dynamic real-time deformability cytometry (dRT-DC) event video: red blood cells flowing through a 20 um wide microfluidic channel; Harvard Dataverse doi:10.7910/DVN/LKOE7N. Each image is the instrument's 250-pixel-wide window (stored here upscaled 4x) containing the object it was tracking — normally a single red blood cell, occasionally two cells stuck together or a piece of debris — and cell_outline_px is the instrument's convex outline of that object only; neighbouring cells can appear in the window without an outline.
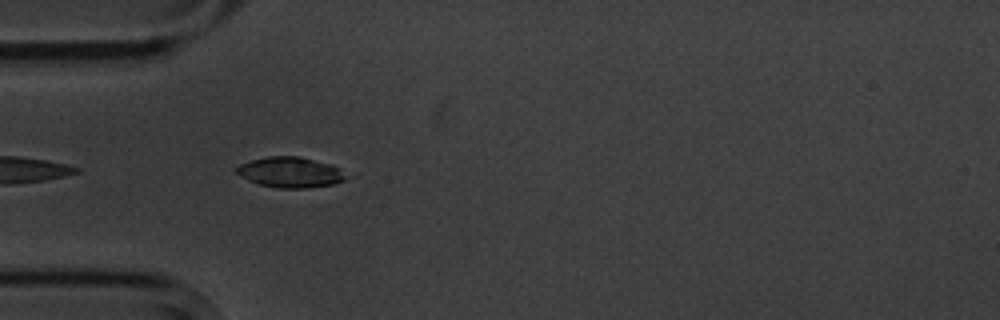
{"species": "common noctule bat (a hibernating species)", "species_latin": "Nyctalus noctula", "temperature_condition": "cold", "stored_images_in_passage": 5, "camera_frame_rate_fps": 3000, "um_per_image_px": 0.085, "animal": {"sex": "male", "body_mass_g": 20.1, "forearm_length_mm": 53.5}, "frame": {"image": 1, "passage_image": 3, "time_ms": 2.333, "image_size_px": [1000, 320], "cell_outline_px": [[348, 176], [344, 180], [332, 184], [304, 188], [280, 188], [260, 184], [248, 180], [240, 176], [236, 172], [236, 168], [240, 164], [252, 160], [268, 156], [300, 156], [332, 164], [340, 168]], "centroid_in_image_um": [24.7, 14.63], "position_along_channel_um": 60.3, "area_um2": 19.42}}
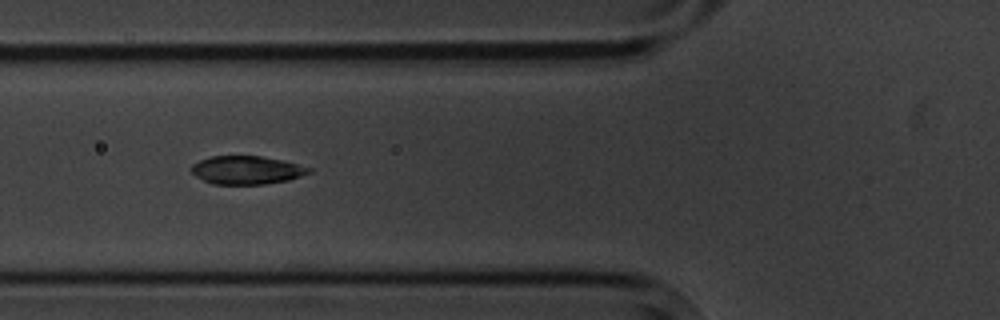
{"frame": {"image": 2, "passage_image": 4, "time_ms": 3.667, "image_size_px": [1000, 320], "cell_outline_px": [[312, 172], [288, 180], [264, 184], [212, 184], [196, 176], [188, 168], [192, 164], [200, 160], [212, 156], [260, 156], [284, 160], [312, 168]], "centroid_in_image_um": [20.96, 14.45], "position_along_channel_um": 104.8, "area_um2": 19.42}}
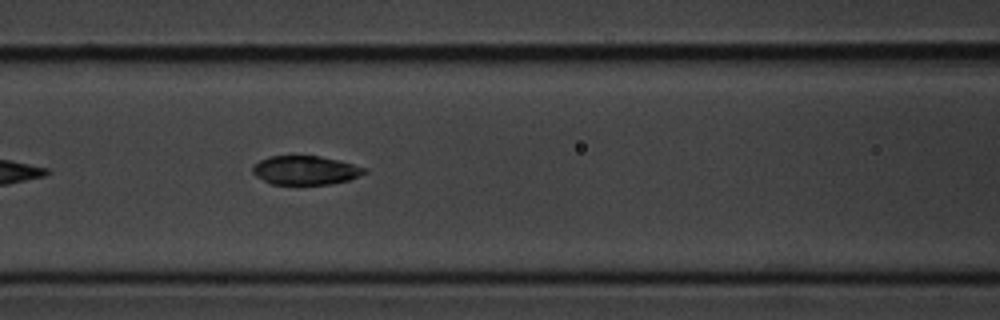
{"frame": {"image": 3, "passage_image": 5, "time_ms": 4.667, "image_size_px": [1000, 320], "cell_outline_px": [[368, 172], [348, 180], [328, 184], [272, 184], [256, 176], [252, 172], [252, 168], [260, 160], [268, 156], [320, 156], [368, 168]], "centroid_in_image_um": [25.96, 14.47], "position_along_channel_um": 140.6, "area_um2": 18.61}}